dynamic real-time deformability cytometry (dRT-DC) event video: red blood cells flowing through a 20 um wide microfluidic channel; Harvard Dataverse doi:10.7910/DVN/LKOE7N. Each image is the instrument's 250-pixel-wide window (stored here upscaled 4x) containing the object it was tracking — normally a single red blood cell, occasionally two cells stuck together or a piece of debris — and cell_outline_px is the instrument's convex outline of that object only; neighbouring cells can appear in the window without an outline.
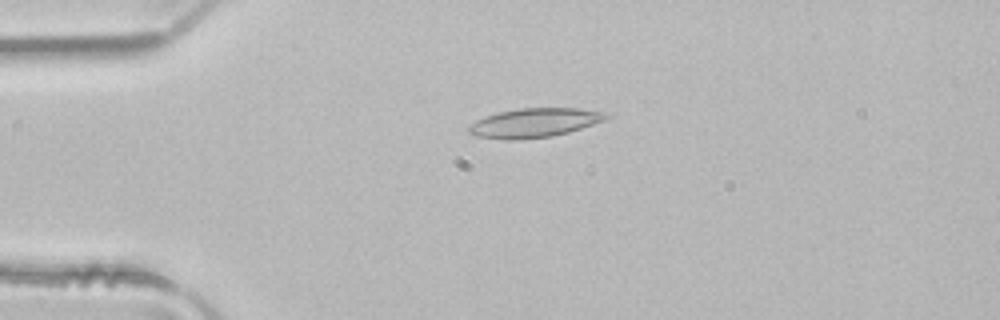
{"species": "common noctule bat (a hibernating species)", "species_latin": "Nyctalus noctula", "temperature_condition": "room temperature", "stored_images_in_passage": 4, "camera_frame_rate_fps": 3000, "um_per_image_px": 0.085, "animal": {"sex": "male", "body_mass_g": 21.5, "forearm_length_mm": 52.0}, "frame": {"image": 1, "passage_image": 3, "time_ms": 0.667, "image_size_px": [1000, 320], "cell_outline_px": [[612, 116], [608, 120], [568, 132], [552, 136], [520, 140], [504, 140], [476, 136], [468, 132], [468, 128], [476, 120], [484, 116], [500, 112], [520, 108], [576, 108], [604, 112]], "centroid_in_image_um": [45.45, 10.44], "position_along_channel_um": 39.5, "area_um2": 23.47}}